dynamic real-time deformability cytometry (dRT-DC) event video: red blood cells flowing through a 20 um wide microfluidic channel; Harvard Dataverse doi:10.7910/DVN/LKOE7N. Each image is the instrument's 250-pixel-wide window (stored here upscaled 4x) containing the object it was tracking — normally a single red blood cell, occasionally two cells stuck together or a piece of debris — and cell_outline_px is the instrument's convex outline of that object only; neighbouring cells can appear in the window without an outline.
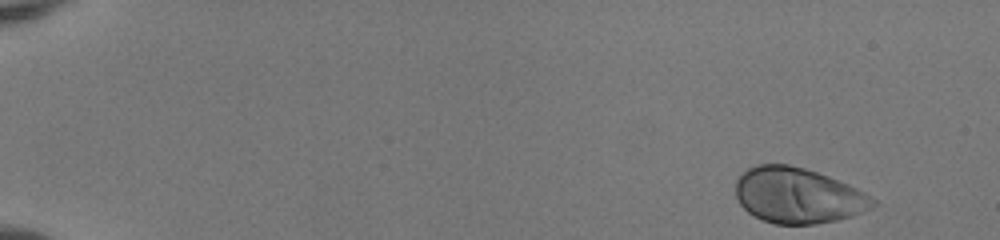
{"species": "human", "species_latin": "Homo sapiens", "temperature_condition": "room temperature", "stored_images_in_passage": 13, "camera_frame_rate_fps": 3000, "um_per_image_px": 0.085, "donor": {"sex": "female"}, "frame": {"image": 1, "passage_image": 1, "time_ms": 0.0, "image_size_px": [1000, 240], "cell_outline_px": [[876, 204], [872, 208], [852, 216], [836, 220], [816, 224], [776, 224], [764, 220], [748, 212], [740, 204], [736, 196], [736, 180], [748, 168], [756, 164], [788, 164], [804, 168], [828, 176], [848, 184], [864, 192], [876, 200]], "centroid_in_image_um": [67.83, 16.61], "position_along_channel_um": 17.2, "area_um2": 44.27}}